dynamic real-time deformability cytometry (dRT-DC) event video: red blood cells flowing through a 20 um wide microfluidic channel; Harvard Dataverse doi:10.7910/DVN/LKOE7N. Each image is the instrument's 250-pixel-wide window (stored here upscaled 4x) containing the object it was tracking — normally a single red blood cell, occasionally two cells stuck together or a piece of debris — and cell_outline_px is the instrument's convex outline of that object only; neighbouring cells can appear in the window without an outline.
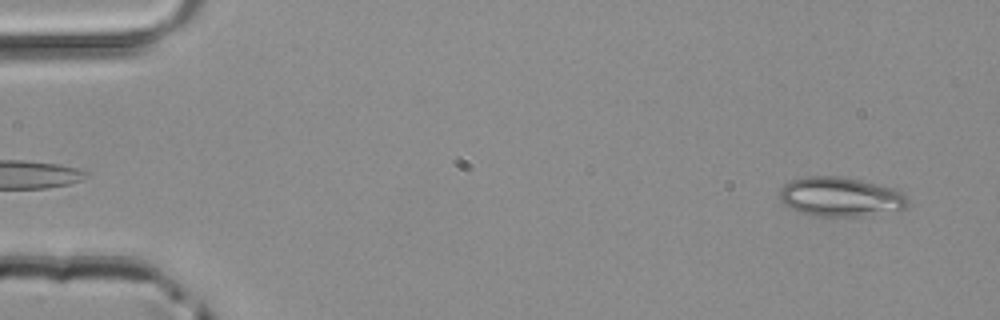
{"species": "common noctule bat (a hibernating species)", "species_latin": "Nyctalus noctula", "temperature_condition": "room temperature", "stored_images_in_passage": 49, "camera_frame_rate_fps": 3000, "um_per_image_px": 0.085, "animal": {"sex": "male", "body_mass_g": 20.4}, "frame": {"image": 1, "passage_image": 3, "time_ms": 0.667, "image_size_px": [1000, 320], "cell_outline_px": [[908, 204], [904, 208], [864, 216], [836, 220], [800, 212], [784, 204], [780, 200], [780, 188], [784, 184], [792, 180], [804, 176], [844, 176], [896, 188], [904, 192], [908, 196]], "centroid_in_image_um": [71.46, 16.75], "position_along_channel_um": 13.5, "area_um2": 30.23}}
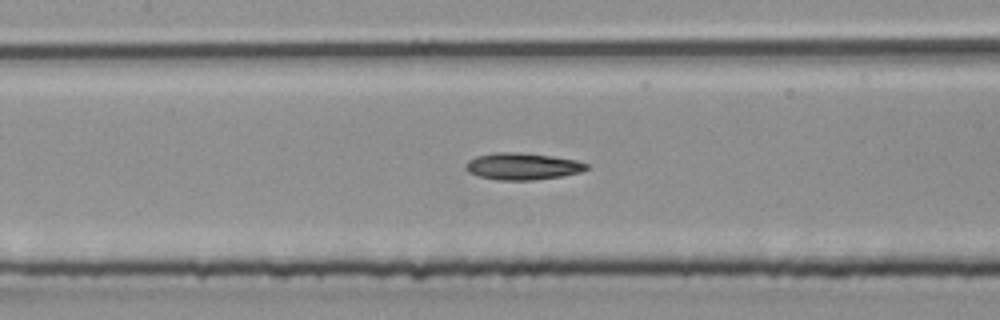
{"frame": {"image": 2, "passage_image": 23, "time_ms": 7.333, "image_size_px": [1000, 320], "cell_outline_px": [[588, 168], [580, 172], [560, 176], [532, 180], [500, 180], [480, 176], [468, 172], [464, 168], [464, 164], [468, 160], [476, 156], [496, 152], [516, 152], [552, 156], [576, 160], [588, 164]], "centroid_in_image_um": [44.37, 14.13], "position_along_channel_um": 163.0, "area_um2": 18.79}}
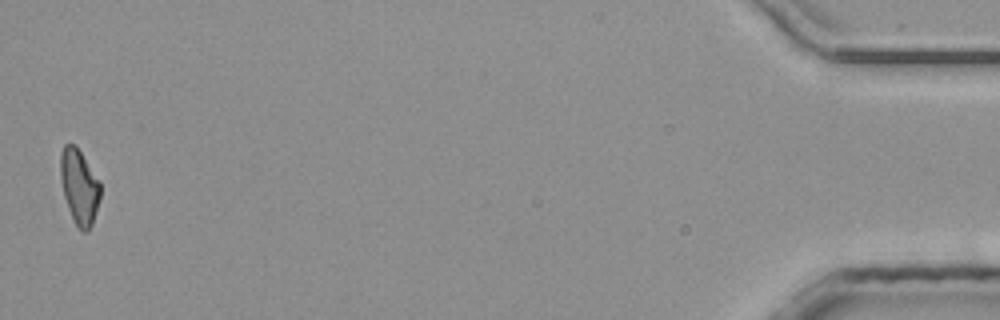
{"frame": {"image": 3, "passage_image": 49, "time_ms": 16.0, "image_size_px": [1000, 320], "cell_outline_px": [[100, 200], [92, 224], [88, 232], [80, 232], [68, 208], [64, 196], [60, 176], [60, 152], [64, 144], [72, 144], [80, 152], [100, 180]], "centroid_in_image_um": [6.74, 15.89], "position_along_channel_um": 428.5, "area_um2": 17.4}}